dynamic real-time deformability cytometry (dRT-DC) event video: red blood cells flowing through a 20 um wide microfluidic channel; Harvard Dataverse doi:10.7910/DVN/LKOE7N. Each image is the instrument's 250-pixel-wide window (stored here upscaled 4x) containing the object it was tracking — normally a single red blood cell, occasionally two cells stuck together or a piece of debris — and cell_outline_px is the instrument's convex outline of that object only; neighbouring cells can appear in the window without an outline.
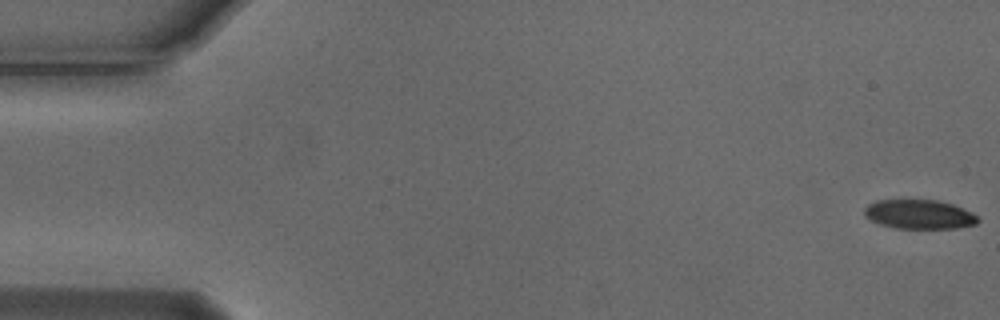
{"species": "Egyptian fruit bat (a non-hibernating species)", "species_latin": "Rousettus aegyptiacus", "temperature_condition": "cold", "stored_images_in_passage": 55, "camera_frame_rate_fps": 3000, "um_per_image_px": 0.085, "animal": {"sex": "male"}, "frame": {"image": 1, "passage_image": 1, "time_ms": 0.0, "image_size_px": [1000, 320], "cell_outline_px": [[980, 220], [976, 224], [956, 228], [896, 228], [880, 224], [864, 216], [864, 208], [868, 204], [876, 200], [936, 200], [952, 204], [972, 212]], "centroid_in_image_um": [78.12, 18.21], "position_along_channel_um": 6.9, "area_um2": 19.25}}
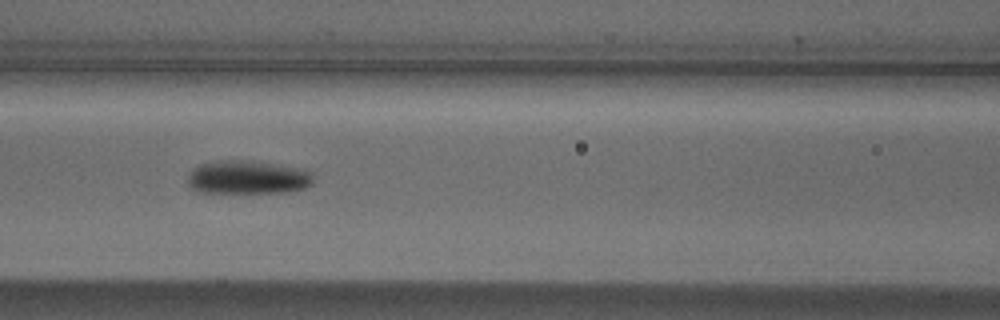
{"frame": {"image": 2, "passage_image": 24, "time_ms": 7.667, "image_size_px": [1000, 320], "cell_outline_px": [[312, 184], [304, 188], [284, 192], [196, 192], [188, 184], [188, 172], [192, 168], [200, 164], [224, 160], [240, 160], [304, 168], [312, 176]], "centroid_in_image_um": [21.0, 15.07], "position_along_channel_um": 145.6, "area_um2": 24.28}}
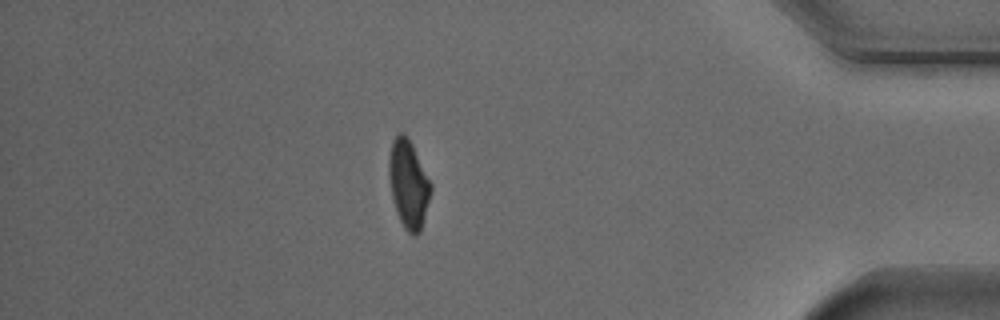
{"frame": {"image": 3, "passage_image": 48, "time_ms": 15.667, "image_size_px": [1000, 320], "cell_outline_px": [[432, 192], [420, 232], [416, 236], [412, 236], [404, 228], [396, 212], [392, 196], [388, 176], [388, 160], [392, 140], [400, 132], [404, 132], [408, 136], [432, 184]], "centroid_in_image_um": [34.72, 15.64], "position_along_channel_um": 400.5, "area_um2": 21.73}, "authors_computed_cell_mechanics": {"area_um2": 21.8484, "velocity_mm_per_s": 3.7127, "shape_relaxation_time_tau1_ms": 2.6636, "shape_relaxation_time_tau2_ms": null, "deformation_change_tau1": 0.1268, "deformation_change_tau2": null}}